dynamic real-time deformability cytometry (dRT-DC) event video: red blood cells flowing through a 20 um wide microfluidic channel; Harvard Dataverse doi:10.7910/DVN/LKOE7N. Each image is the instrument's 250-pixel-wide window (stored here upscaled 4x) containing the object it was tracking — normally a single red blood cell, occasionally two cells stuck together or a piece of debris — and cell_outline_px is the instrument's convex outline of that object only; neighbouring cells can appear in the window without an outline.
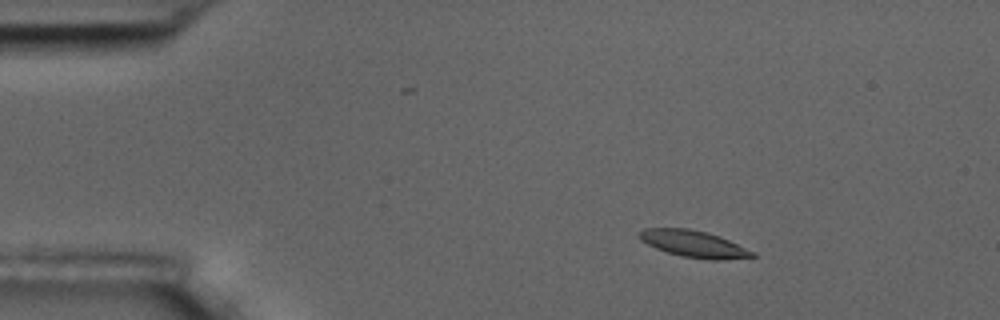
{"species": "common noctule bat (a hibernating species)", "species_latin": "Nyctalus noctula", "temperature_condition": "room temperature", "stored_images_in_passage": 4, "camera_frame_rate_fps": 3000, "um_per_image_px": 0.085, "animal": {"sex": "male", "body_mass_g": 17.5, "forearm_length_mm": 52.3}, "frame": {"image": 1, "passage_image": 2, "time_ms": 1.0, "image_size_px": [1000, 320], "cell_outline_px": [[756, 256], [752, 260], [712, 260], [680, 256], [656, 248], [640, 240], [640, 232], [644, 228], [688, 228], [708, 232], [720, 236], [756, 252]], "centroid_in_image_um": [59.11, 20.76], "position_along_channel_um": 25.9, "area_um2": 18.03}}